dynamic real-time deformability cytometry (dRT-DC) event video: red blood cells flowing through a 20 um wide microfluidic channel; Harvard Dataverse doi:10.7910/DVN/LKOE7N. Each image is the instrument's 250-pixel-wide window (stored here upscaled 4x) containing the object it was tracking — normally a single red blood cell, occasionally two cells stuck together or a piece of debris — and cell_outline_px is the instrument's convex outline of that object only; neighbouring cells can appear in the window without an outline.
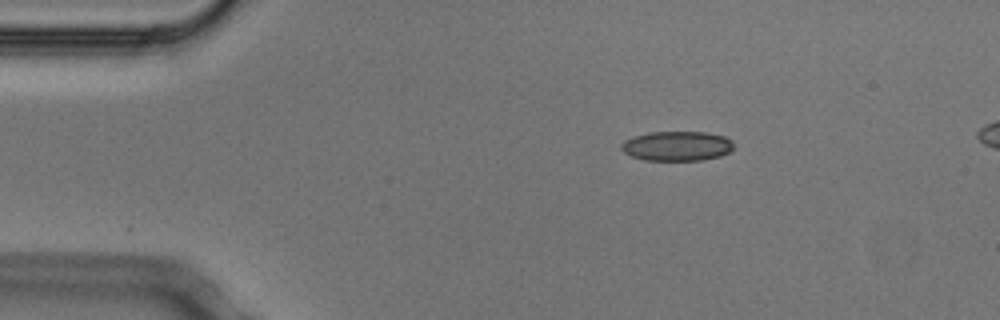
{"species": "Egyptian fruit bat (a non-hibernating species)", "species_latin": "Rousettus aegyptiacus", "temperature_condition": "cold", "stored_images_in_passage": 5, "camera_frame_rate_fps": 3000, "um_per_image_px": 0.085, "animal": {"sex": "male"}, "frame": {"image": 1, "passage_image": 2, "time_ms": 0.333, "image_size_px": [1000, 320], "cell_outline_px": [[732, 148], [728, 152], [720, 156], [704, 160], [644, 160], [632, 156], [624, 152], [620, 148], [620, 144], [624, 140], [632, 136], [648, 132], [708, 132], [724, 136], [732, 140]], "centroid_in_image_um": [57.51, 12.4], "position_along_channel_um": 27.5, "area_um2": 19.54}}
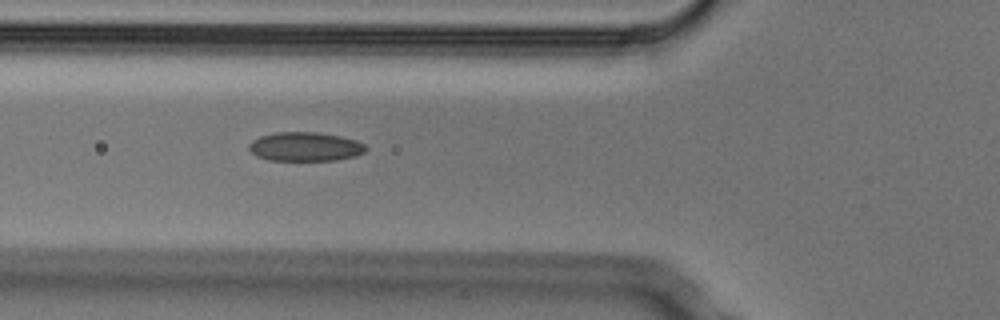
{"frame": {"image": 2, "passage_image": 5, "time_ms": 1.333, "image_size_px": [1000, 320], "cell_outline_px": [[368, 148], [364, 152], [356, 156], [336, 160], [268, 160], [256, 156], [248, 148], [248, 144], [252, 140], [260, 136], [276, 132], [316, 132], [340, 136], [356, 140], [364, 144]], "centroid_in_image_um": [25.93, 12.46], "position_along_channel_um": 99.9, "area_um2": 19.83}}